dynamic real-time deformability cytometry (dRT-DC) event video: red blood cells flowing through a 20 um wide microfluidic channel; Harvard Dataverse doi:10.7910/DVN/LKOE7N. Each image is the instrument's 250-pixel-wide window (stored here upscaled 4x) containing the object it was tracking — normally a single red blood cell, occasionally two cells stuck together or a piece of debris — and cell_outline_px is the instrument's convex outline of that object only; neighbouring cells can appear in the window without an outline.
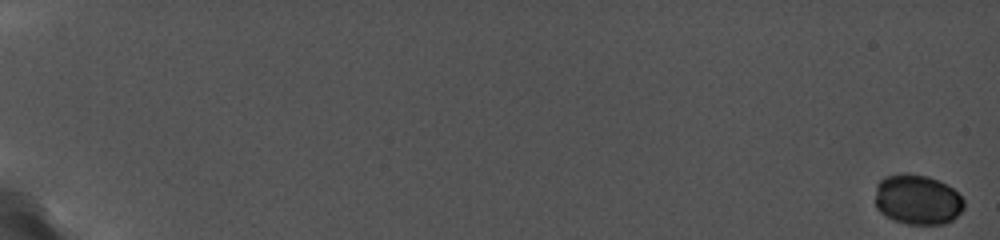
{"species": "common noctule bat (a hibernating species)", "species_latin": "Nyctalus noctula", "temperature_condition": "cold", "stored_images_in_passage": 17, "camera_frame_rate_fps": 5000, "um_per_image_px": 0.085, "animal": {"sex": "female", "body_mass_g": 19.0, "forearm_length_mm": 56.7}, "frame": {"image": 1, "passage_image": 1, "time_ms": 0.0, "image_size_px": [1000, 240], "cell_outline_px": [[964, 208], [952, 220], [944, 224], [908, 224], [892, 220], [880, 212], [876, 208], [876, 184], [884, 176], [900, 172], [908, 172], [928, 176], [948, 184], [964, 200]], "centroid_in_image_um": [77.96, 16.94], "position_along_channel_um": 7.0, "area_um2": 26.3}}
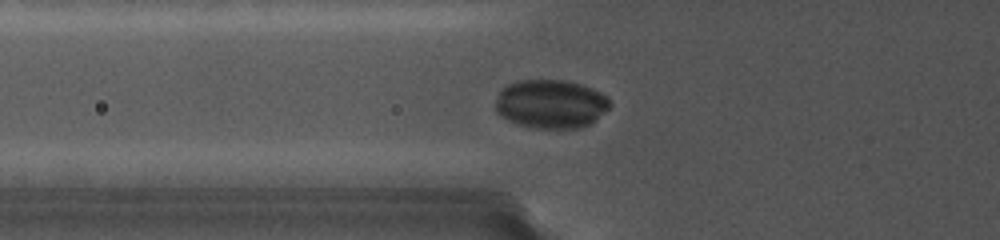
{"frame": {"image": 2, "passage_image": 11, "time_ms": 8.0, "image_size_px": [1000, 240], "cell_outline_px": [[612, 104], [592, 124], [580, 128], [536, 128], [516, 124], [500, 116], [496, 112], [496, 100], [500, 92], [508, 84], [520, 80], [564, 80], [580, 84], [600, 92]], "centroid_in_image_um": [46.81, 8.85], "position_along_channel_um": 79.0, "area_um2": 32.37}}
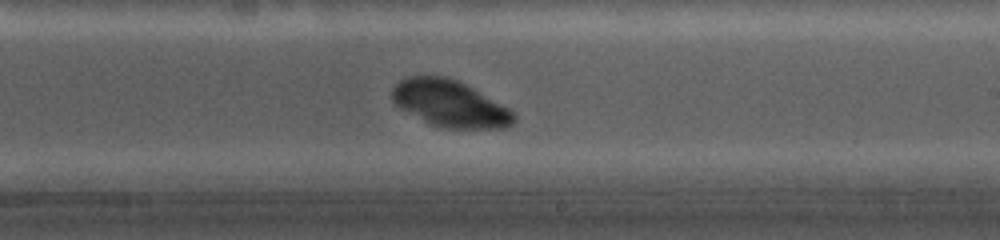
{"frame": {"image": 3, "passage_image": 17, "time_ms": 12.6, "image_size_px": [1000, 240], "cell_outline_px": [[516, 120], [512, 124], [504, 128], [440, 128], [428, 124], [400, 108], [392, 100], [392, 88], [404, 76], [444, 76], [456, 80], [472, 88], [508, 108], [516, 116]], "centroid_in_image_um": [38.2, 8.82], "position_along_channel_um": 250.8, "area_um2": 32.89}}